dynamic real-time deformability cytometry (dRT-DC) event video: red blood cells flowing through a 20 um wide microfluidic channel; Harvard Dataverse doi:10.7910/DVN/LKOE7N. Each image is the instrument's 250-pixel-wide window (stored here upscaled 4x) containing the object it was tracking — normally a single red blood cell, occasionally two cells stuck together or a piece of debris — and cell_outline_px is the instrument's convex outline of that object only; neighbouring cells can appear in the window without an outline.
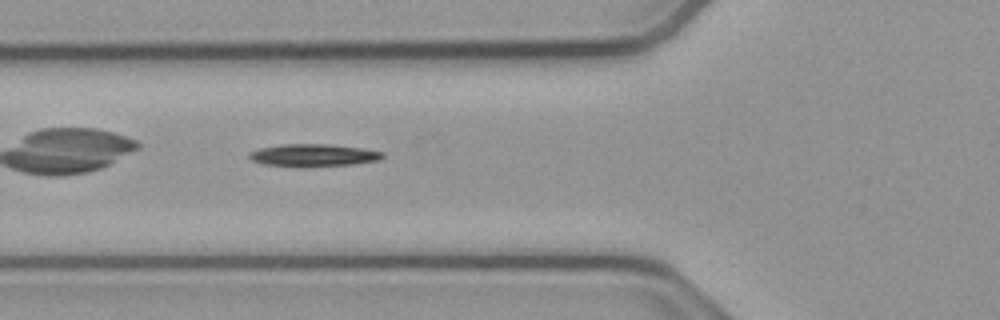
{"species": "common noctule bat (a hibernating species)", "species_latin": "Nyctalus noctula", "temperature_condition": "cold", "stored_images_in_passage": 34, "camera_frame_rate_fps": 3000, "um_per_image_px": 0.085, "animal": {"sex": "male", "body_mass_g": 23.1, "forearm_length_mm": 52.7}, "frame": {"image": 1, "passage_image": 4, "time_ms": 1.0, "image_size_px": [1000, 320], "cell_outline_px": [[384, 156], [380, 160], [352, 164], [300, 168], [264, 164], [252, 160], [248, 156], [248, 152], [260, 148], [280, 144], [328, 144], [360, 148], [384, 152]], "centroid_in_image_um": [26.6, 13.21], "position_along_channel_um": 99.2, "area_um2": 17.69}}
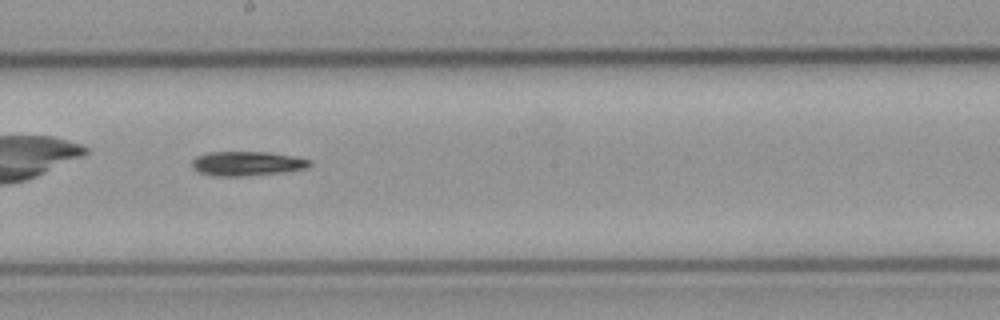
{"frame": {"image": 2, "passage_image": 14, "time_ms": 4.333, "image_size_px": [1000, 320], "cell_outline_px": [[312, 164], [308, 168], [284, 172], [248, 176], [216, 176], [200, 172], [192, 168], [192, 160], [196, 156], [208, 152], [268, 152], [292, 156], [308, 160]], "centroid_in_image_um": [20.98, 13.9], "position_along_channel_um": 227.2, "area_um2": 16.7}}
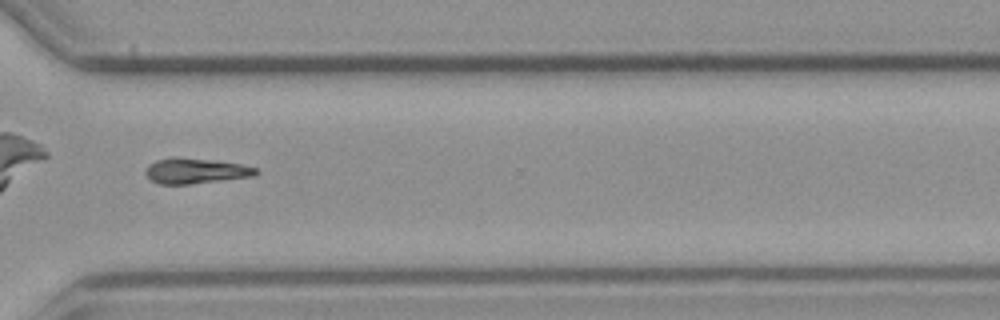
{"frame": {"image": 3, "passage_image": 24, "time_ms": 7.667, "image_size_px": [1000, 320], "cell_outline_px": [[256, 172], [252, 176], [188, 184], [160, 184], [152, 180], [144, 172], [148, 164], [156, 160], [172, 156], [176, 156], [240, 164], [256, 168]], "centroid_in_image_um": [16.53, 14.51], "position_along_channel_um": 354.1, "area_um2": 16.01}}